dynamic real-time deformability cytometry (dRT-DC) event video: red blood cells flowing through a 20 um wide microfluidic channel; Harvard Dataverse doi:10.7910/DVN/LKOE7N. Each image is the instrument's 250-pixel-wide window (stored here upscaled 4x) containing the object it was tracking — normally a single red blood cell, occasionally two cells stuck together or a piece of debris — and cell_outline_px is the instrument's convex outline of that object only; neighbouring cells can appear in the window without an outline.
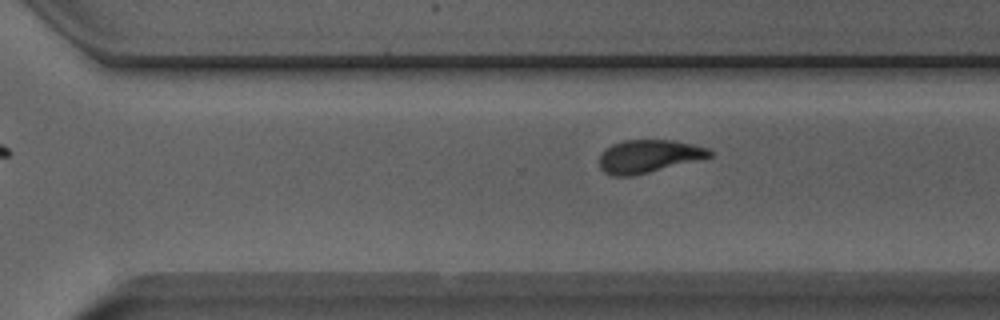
{"species": "Egyptian fruit bat (a non-hibernating species)", "species_latin": "Rousettus aegyptiacus", "temperature_condition": "room temperature", "stored_images_in_passage": 11, "segment_of_instrument_passage": [2, 2], "camera_frame_rate_fps": 3000, "um_per_image_px": 0.085, "animal": {"sex": "male"}, "frame": {"image": 1, "passage_image": 11, "time_ms": 3.333, "image_size_px": [1000, 320], "cell_outline_px": [[712, 156], [632, 176], [612, 176], [604, 172], [600, 168], [600, 156], [612, 144], [624, 140], [676, 140], [708, 148], [712, 152]], "centroid_in_image_um": [55.12, 13.27], "position_along_channel_um": 315.5, "area_um2": 20.81}}